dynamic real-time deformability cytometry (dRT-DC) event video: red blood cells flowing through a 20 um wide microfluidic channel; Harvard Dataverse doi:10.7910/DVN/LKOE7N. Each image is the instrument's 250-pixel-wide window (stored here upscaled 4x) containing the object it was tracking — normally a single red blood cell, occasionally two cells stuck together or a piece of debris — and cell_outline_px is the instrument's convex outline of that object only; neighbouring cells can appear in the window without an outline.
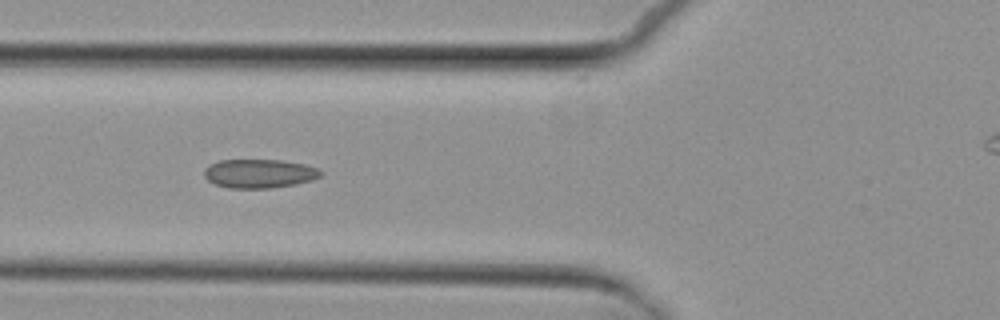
{"species": "common noctule bat (a hibernating species)", "species_latin": "Nyctalus noctula", "temperature_condition": "cold", "stored_images_in_passage": 6, "camera_frame_rate_fps": 3000, "um_per_image_px": 0.085, "animal": {"sex": "female", "body_mass_g": 29.2, "forearm_length_mm": 56.3}, "frame": {"image": 1, "passage_image": 5, "time_ms": 4.333, "image_size_px": [1000, 320], "cell_outline_px": [[324, 172], [320, 176], [312, 180], [296, 184], [272, 188], [228, 188], [216, 184], [208, 180], [204, 176], [204, 168], [220, 160], [280, 160], [304, 164], [316, 168]], "centroid_in_image_um": [22.05, 14.76], "position_along_channel_um": 103.8, "area_um2": 19.54}}
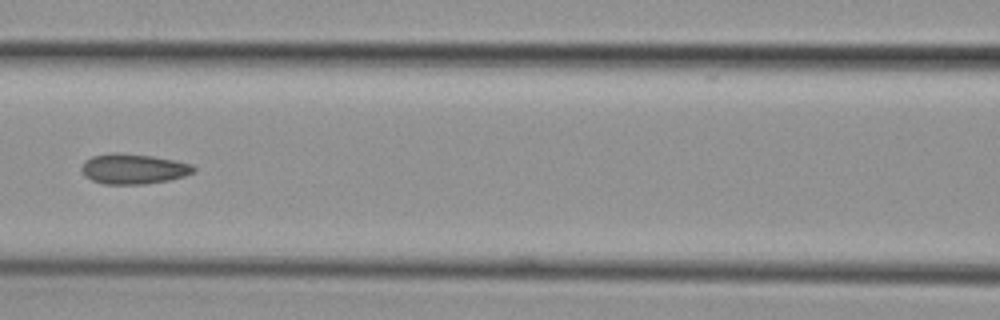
{"frame": {"image": 2, "passage_image": 6, "time_ms": 5.667, "image_size_px": [1000, 320], "cell_outline_px": [[196, 172], [184, 176], [168, 180], [144, 184], [104, 184], [92, 180], [84, 176], [80, 168], [84, 160], [92, 156], [112, 152], [116, 152], [152, 156], [176, 160], [192, 164], [196, 168]], "centroid_in_image_um": [11.33, 14.35], "position_along_channel_um": 155.3, "area_um2": 19.94}}